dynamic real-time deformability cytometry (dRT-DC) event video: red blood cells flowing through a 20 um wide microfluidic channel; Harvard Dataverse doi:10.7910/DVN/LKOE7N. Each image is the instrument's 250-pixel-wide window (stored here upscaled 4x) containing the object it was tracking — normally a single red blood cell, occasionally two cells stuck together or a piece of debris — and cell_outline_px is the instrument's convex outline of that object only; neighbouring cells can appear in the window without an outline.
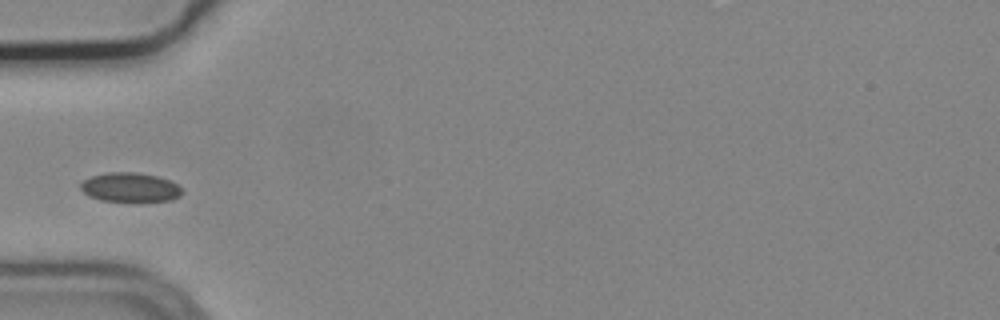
{"species": "common noctule bat (a hibernating species)", "species_latin": "Nyctalus noctula", "temperature_condition": "cold", "stored_images_in_passage": 6, "camera_frame_rate_fps": 3000, "um_per_image_px": 0.085, "animal": {"sex": "male", "body_mass_g": 19.2, "forearm_length_mm": 51.8}, "frame": {"image": 1, "passage_image": 3, "time_ms": 0.667, "image_size_px": [1000, 320], "cell_outline_px": [[180, 196], [172, 200], [140, 204], [100, 200], [88, 196], [80, 188], [80, 184], [84, 180], [92, 176], [108, 172], [136, 172], [156, 176], [168, 180], [176, 184], [180, 188]], "centroid_in_image_um": [11.05, 15.97], "position_along_channel_um": 73.9, "area_um2": 17.86}}
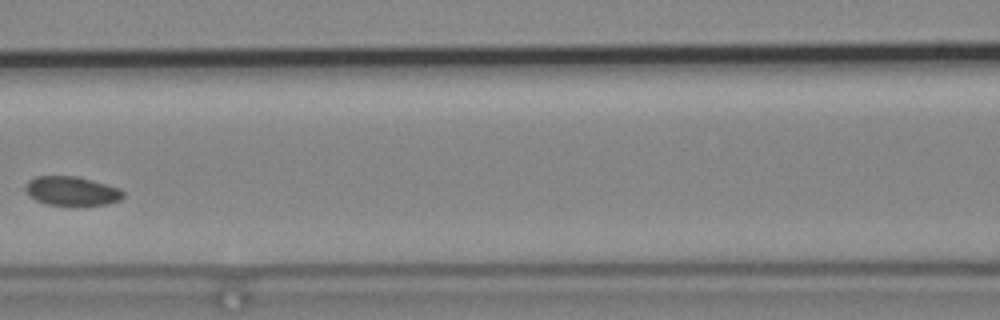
{"frame": {"image": 2, "passage_image": 5, "time_ms": 1.333, "image_size_px": [1000, 320], "cell_outline_px": [[124, 196], [120, 200], [108, 204], [48, 204], [36, 200], [24, 188], [28, 180], [36, 176], [76, 176], [92, 180], [120, 188], [124, 192]], "centroid_in_image_um": [6.12, 16.21], "position_along_channel_um": 160.5, "area_um2": 16.24}}
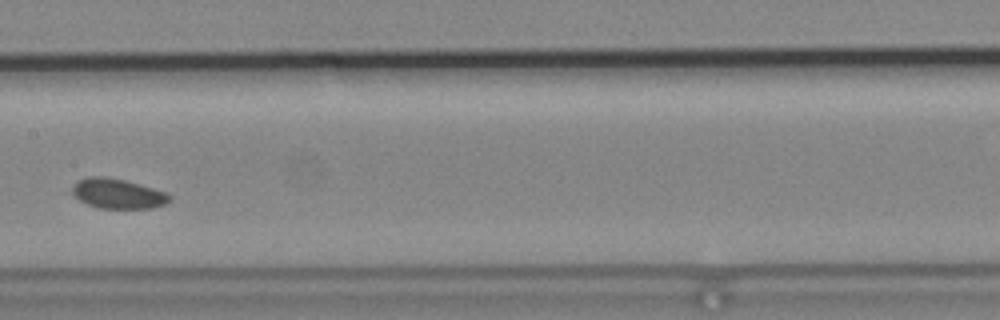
{"frame": {"image": 3, "passage_image": 6, "time_ms": 1.667, "image_size_px": [1000, 320], "cell_outline_px": [[172, 200], [164, 204], [152, 208], [100, 208], [88, 204], [80, 200], [72, 192], [72, 184], [76, 180], [88, 176], [104, 176], [124, 180], [152, 188], [164, 192], [172, 196]], "centroid_in_image_um": [9.98, 16.45], "position_along_channel_um": 197.4, "area_um2": 16.88}}